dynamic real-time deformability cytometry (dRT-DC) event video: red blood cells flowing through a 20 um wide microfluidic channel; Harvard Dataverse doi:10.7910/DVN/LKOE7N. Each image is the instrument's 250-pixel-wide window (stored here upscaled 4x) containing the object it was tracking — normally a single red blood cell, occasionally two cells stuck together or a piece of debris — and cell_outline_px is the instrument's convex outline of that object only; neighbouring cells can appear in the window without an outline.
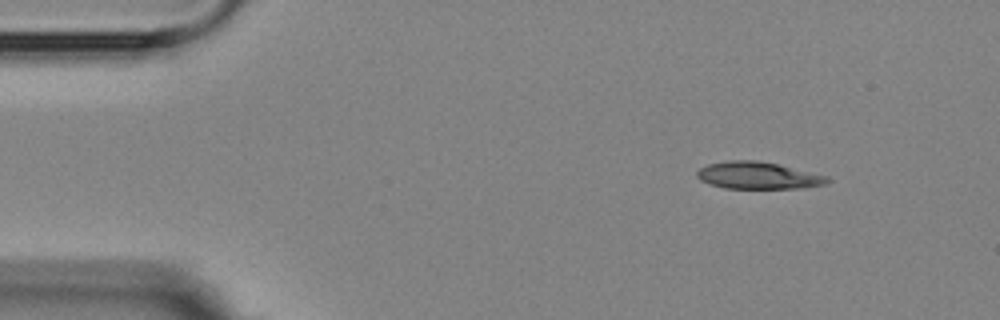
{"species": "Egyptian fruit bat (a non-hibernating species)", "species_latin": "Rousettus aegyptiacus", "temperature_condition": "room temperature", "stored_images_in_passage": 6, "camera_frame_rate_fps": 3000, "um_per_image_px": 0.085, "animal": {"sex": "female"}, "frame": {"image": 1, "passage_image": 1, "time_ms": 0.0, "image_size_px": [1000, 320], "cell_outline_px": [[828, 180], [824, 184], [804, 188], [724, 188], [700, 180], [696, 176], [696, 172], [700, 168], [708, 164], [728, 160], [756, 160], [776, 164], [828, 176]], "centroid_in_image_um": [64.39, 14.91], "position_along_channel_um": 20.6, "area_um2": 20.29}}
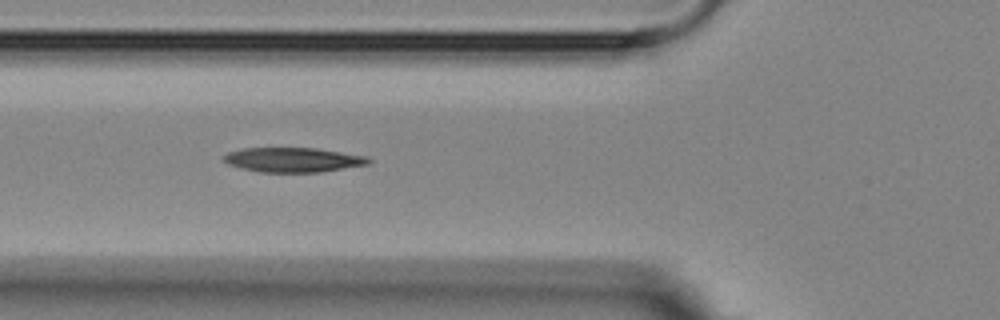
{"frame": {"image": 2, "passage_image": 5, "time_ms": 4.333, "image_size_px": [1000, 320], "cell_outline_px": [[372, 160], [368, 164], [320, 172], [260, 172], [228, 164], [224, 160], [224, 156], [228, 152], [244, 148], [316, 148], [368, 156]], "centroid_in_image_um": [24.95, 13.58], "position_along_channel_um": 100.9, "area_um2": 20.58}}
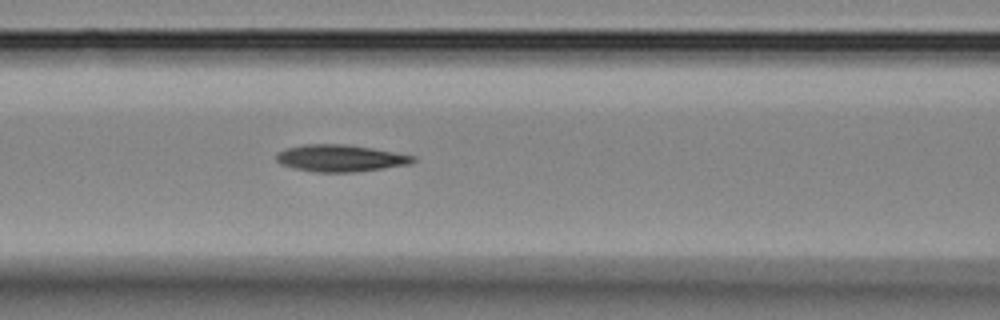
{"frame": {"image": 3, "passage_image": 6, "time_ms": 5.333, "image_size_px": [1000, 320], "cell_outline_px": [[416, 160], [408, 164], [384, 168], [356, 172], [316, 172], [296, 168], [280, 164], [276, 160], [276, 152], [288, 148], [304, 144], [348, 144], [372, 148], [416, 156]], "centroid_in_image_um": [28.92, 13.44], "position_along_channel_um": 137.7, "area_um2": 21.39}}